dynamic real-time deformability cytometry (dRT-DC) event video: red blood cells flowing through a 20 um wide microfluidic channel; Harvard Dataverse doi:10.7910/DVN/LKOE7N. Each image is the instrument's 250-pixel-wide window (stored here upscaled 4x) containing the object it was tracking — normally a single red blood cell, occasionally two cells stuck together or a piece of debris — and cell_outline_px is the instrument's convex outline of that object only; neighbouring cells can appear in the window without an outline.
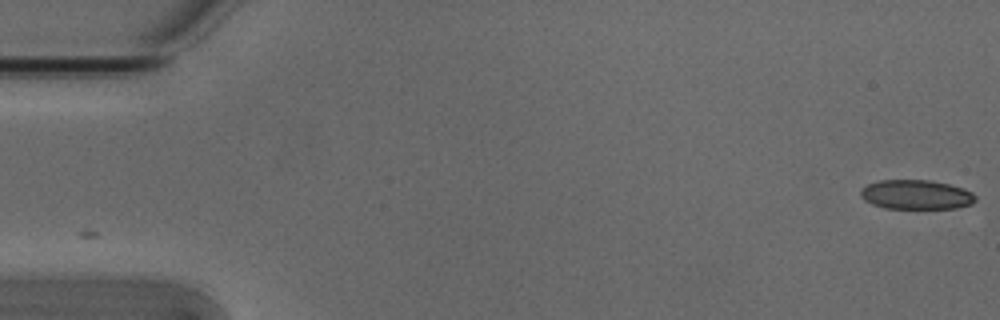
{"species": "Egyptian fruit bat (a non-hibernating species)", "species_latin": "Rousettus aegyptiacus", "temperature_condition": "cold", "stored_images_in_passage": 47, "camera_frame_rate_fps": 3000, "um_per_image_px": 0.085, "animal": {"sex": "male"}, "frame": {"image": 1, "passage_image": 1, "time_ms": 0.0, "image_size_px": [1000, 320], "cell_outline_px": [[976, 200], [972, 204], [956, 208], [884, 208], [872, 204], [864, 200], [860, 196], [860, 188], [868, 184], [880, 180], [928, 180], [948, 184], [964, 188], [972, 192], [976, 196]], "centroid_in_image_um": [77.86, 16.54], "position_along_channel_um": 7.1, "area_um2": 19.77}}
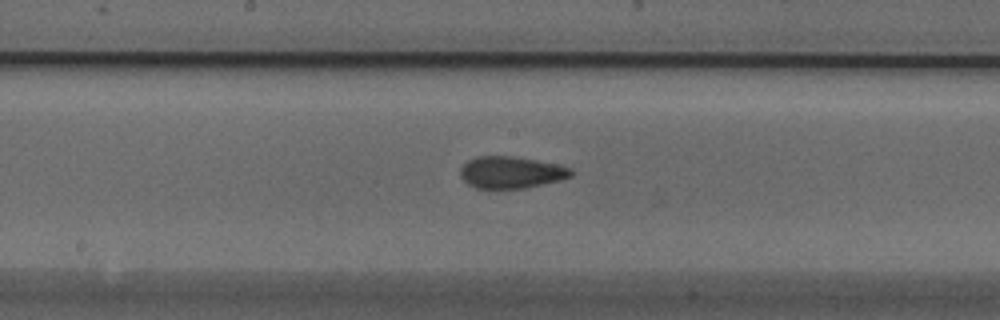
{"frame": {"image": 2, "passage_image": 28, "time_ms": 9.0, "image_size_px": [1000, 320], "cell_outline_px": [[572, 176], [560, 180], [524, 188], [476, 188], [468, 184], [460, 176], [460, 168], [468, 160], [476, 156], [512, 156], [536, 160], [556, 164], [572, 168]], "centroid_in_image_um": [43.42, 14.64], "position_along_channel_um": 204.8, "area_um2": 20.46}}
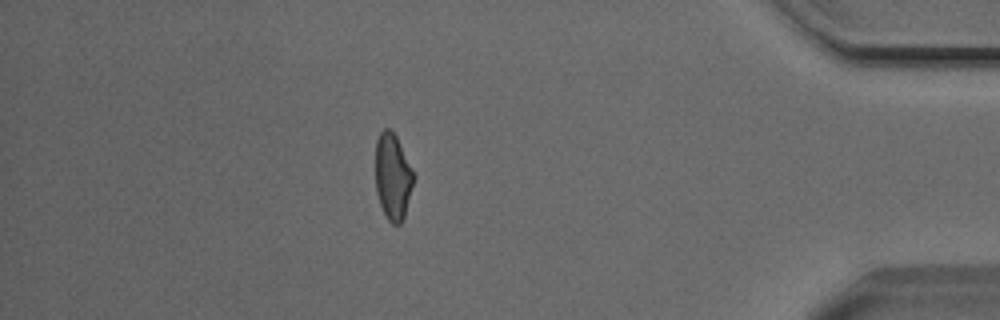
{"frame": {"image": 3, "passage_image": 47, "time_ms": 15.333, "image_size_px": [1000, 320], "cell_outline_px": [[416, 176], [404, 216], [400, 224], [392, 224], [388, 220], [380, 204], [376, 192], [376, 140], [380, 132], [384, 128], [388, 128], [396, 136]], "centroid_in_image_um": [33.39, 15.01], "position_along_channel_um": 401.8, "area_um2": 19.13}, "authors_computed_cell_mechanics": {"area_um2": 20.4612, "velocity_mm_per_s": 3.8193, "shape_relaxation_time_tau1_ms": 8.4967, "shape_relaxation_time_tau2_ms": 1.6995, "deformation_change_tau1": 0.1651, "deformation_change_tau2": 0.071}}